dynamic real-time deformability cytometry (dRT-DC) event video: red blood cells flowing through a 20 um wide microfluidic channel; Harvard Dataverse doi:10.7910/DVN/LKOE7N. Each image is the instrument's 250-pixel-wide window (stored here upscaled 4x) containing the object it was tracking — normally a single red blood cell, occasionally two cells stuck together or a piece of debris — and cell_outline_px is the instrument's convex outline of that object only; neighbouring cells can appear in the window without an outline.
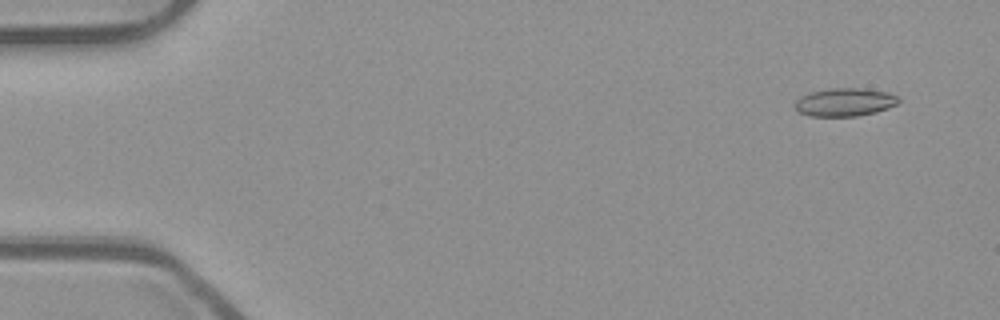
{"species": "common noctule bat (a hibernating species)", "species_latin": "Nyctalus noctula", "temperature_condition": "room temperature", "stored_images_in_passage": 54, "camera_frame_rate_fps": 3000, "um_per_image_px": 0.085, "animal": {"sex": "male", "body_mass_g": 23.1, "forearm_length_mm": 52.7}, "frame": {"image": 1, "passage_image": 4, "time_ms": 1.0, "image_size_px": [1000, 320], "cell_outline_px": [[900, 100], [896, 104], [888, 108], [876, 112], [856, 116], [808, 116], [800, 112], [792, 104], [800, 96], [812, 92], [828, 88], [860, 88], [888, 92], [900, 96]], "centroid_in_image_um": [71.81, 8.68], "position_along_channel_um": 13.2, "area_um2": 17.11}}
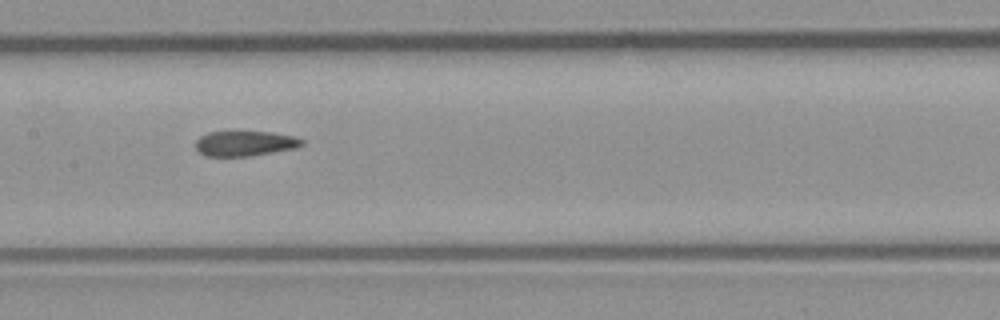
{"frame": {"image": 2, "passage_image": 27, "time_ms": 8.667, "image_size_px": [1000, 320], "cell_outline_px": [[304, 144], [296, 148], [248, 156], [208, 156], [200, 152], [196, 148], [196, 140], [200, 136], [208, 132], [272, 132], [292, 136], [304, 140]], "centroid_in_image_um": [20.82, 12.19], "position_along_channel_um": 186.6, "area_um2": 15.37}}
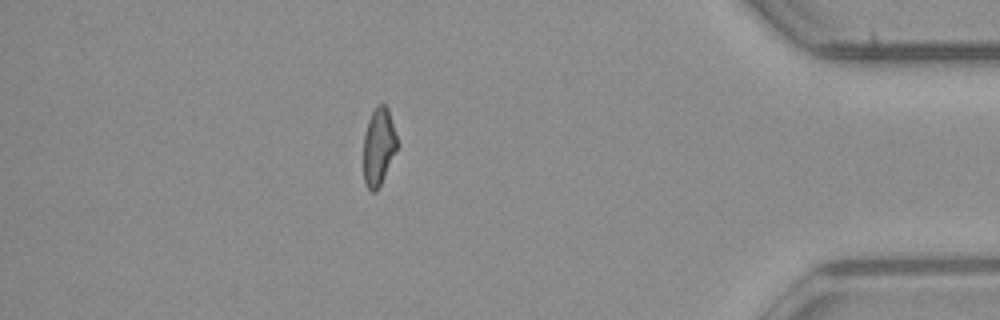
{"frame": {"image": 3, "passage_image": 47, "time_ms": 15.333, "image_size_px": [1000, 320], "cell_outline_px": [[400, 144], [376, 192], [372, 192], [364, 184], [364, 136], [368, 120], [376, 104], [384, 104], [388, 108]], "centroid_in_image_um": [32.21, 12.44], "position_along_channel_um": 403.0, "area_um2": 15.37}, "authors_computed_cell_mechanics": {"area_um2": 16.4152, "velocity_mm_per_s": 3.9012, "shape_relaxation_time_tau1_ms": null, "shape_relaxation_time_tau2_ms": 2.1932, "deformation_change_tau1": null, "deformation_change_tau2": 0.0838}}